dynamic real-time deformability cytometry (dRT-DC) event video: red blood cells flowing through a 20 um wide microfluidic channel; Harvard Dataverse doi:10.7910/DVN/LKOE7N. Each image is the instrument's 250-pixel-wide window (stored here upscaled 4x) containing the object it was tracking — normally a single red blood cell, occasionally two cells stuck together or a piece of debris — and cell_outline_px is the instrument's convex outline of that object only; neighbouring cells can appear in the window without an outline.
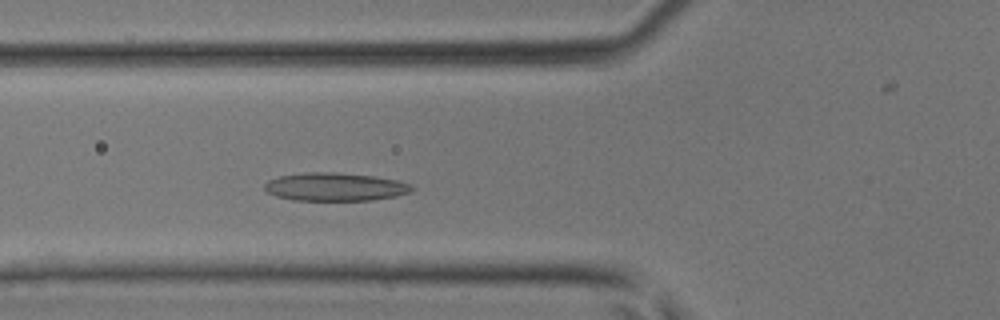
{"species": "common noctule bat (a hibernating species)", "species_latin": "Nyctalus noctula", "temperature_condition": "room temperature", "stored_images_in_passage": 29, "segment_of_instrument_passage": [1, 2], "camera_frame_rate_fps": 3000, "um_per_image_px": 0.085, "animal": {"sex": "male", "body_mass_g": 17.9, "forearm_length_mm": 54.2}, "frame": {"image": 1, "passage_image": 3, "time_ms": 0.667, "image_size_px": [1000, 320], "cell_outline_px": [[416, 188], [412, 192], [396, 196], [372, 200], [292, 200], [276, 196], [268, 192], [264, 188], [264, 184], [268, 180], [280, 176], [304, 172], [340, 172], [372, 176], [396, 180], [408, 184]], "centroid_in_image_um": [28.48, 15.88], "position_along_channel_um": 97.3, "area_um2": 24.22}}
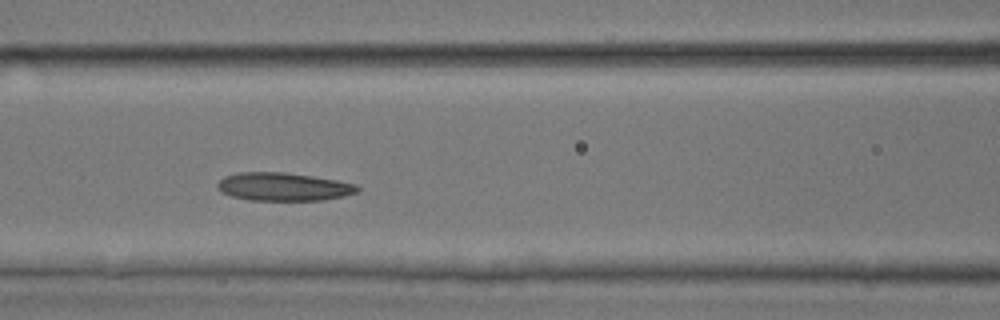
{"frame": {"image": 2, "passage_image": 6, "time_ms": 1.667, "image_size_px": [1000, 320], "cell_outline_px": [[360, 188], [356, 192], [344, 196], [324, 200], [248, 200], [232, 196], [216, 188], [216, 184], [224, 176], [236, 172], [284, 172], [312, 176], [336, 180], [356, 184]], "centroid_in_image_um": [24.07, 15.87], "position_along_channel_um": 142.5, "area_um2": 22.95}}